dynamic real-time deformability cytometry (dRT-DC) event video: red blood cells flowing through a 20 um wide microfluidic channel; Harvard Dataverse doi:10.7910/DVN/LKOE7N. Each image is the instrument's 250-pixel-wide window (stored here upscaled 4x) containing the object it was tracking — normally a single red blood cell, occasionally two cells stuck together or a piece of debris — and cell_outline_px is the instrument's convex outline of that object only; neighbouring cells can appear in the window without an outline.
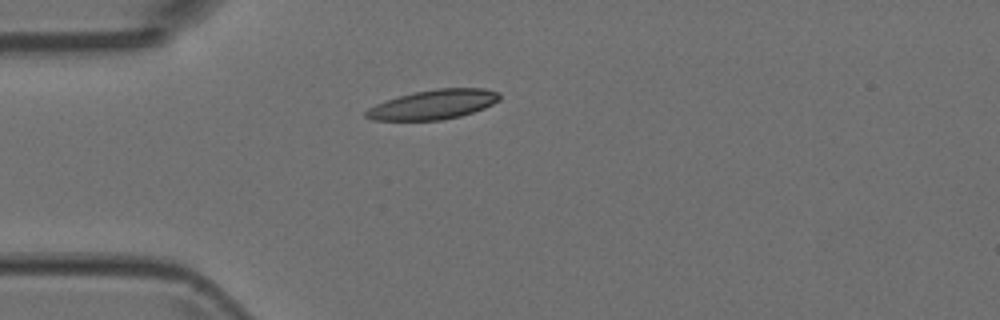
{"species": "Egyptian fruit bat (a non-hibernating species)", "species_latin": "Rousettus aegyptiacus", "temperature_condition": "room temperature", "stored_images_in_passage": 1, "camera_frame_rate_fps": 3000, "um_per_image_px": 0.085, "animal": {"sex": "female"}, "frame": {"image": 1, "passage_image": 1, "time_ms": 0.0, "image_size_px": [1000, 320], "cell_outline_px": [[500, 100], [484, 108], [460, 116], [440, 120], [372, 120], [364, 116], [364, 112], [368, 108], [376, 104], [400, 96], [416, 92], [436, 88], [484, 88], [500, 92]], "centroid_in_image_um": [36.85, 8.88], "position_along_channel_um": 48.1, "area_um2": 22.83}}